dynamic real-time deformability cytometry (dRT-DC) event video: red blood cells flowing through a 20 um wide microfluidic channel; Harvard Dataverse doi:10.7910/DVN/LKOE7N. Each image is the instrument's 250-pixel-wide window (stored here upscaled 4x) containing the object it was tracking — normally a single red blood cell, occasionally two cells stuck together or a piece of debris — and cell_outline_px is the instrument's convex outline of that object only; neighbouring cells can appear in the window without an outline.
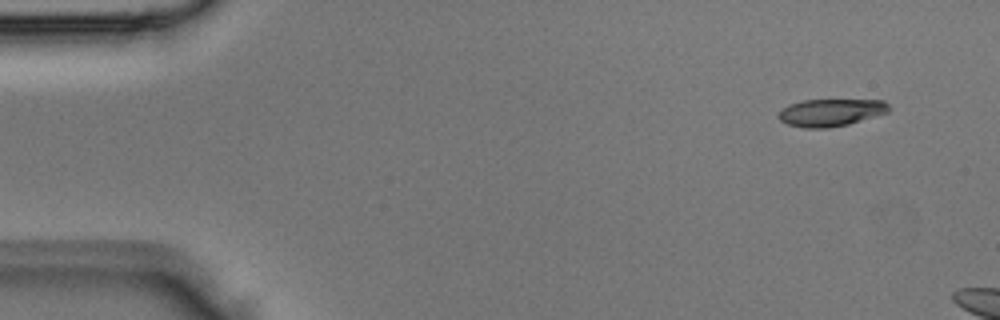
{"species": "Egyptian fruit bat (a non-hibernating species)", "species_latin": "Rousettus aegyptiacus", "temperature_condition": "room temperature", "stored_images_in_passage": 2, "camera_frame_rate_fps": 3000, "um_per_image_px": 0.085, "animal": {"sex": "male"}, "frame": {"image": 1, "passage_image": 1, "time_ms": 0.0, "image_size_px": [1000, 320], "cell_outline_px": [[888, 112], [848, 124], [828, 128], [804, 128], [788, 124], [780, 120], [776, 116], [788, 104], [804, 100], [884, 100], [888, 104]], "centroid_in_image_um": [70.59, 9.56], "position_along_channel_um": 14.4, "area_um2": 17.46}}